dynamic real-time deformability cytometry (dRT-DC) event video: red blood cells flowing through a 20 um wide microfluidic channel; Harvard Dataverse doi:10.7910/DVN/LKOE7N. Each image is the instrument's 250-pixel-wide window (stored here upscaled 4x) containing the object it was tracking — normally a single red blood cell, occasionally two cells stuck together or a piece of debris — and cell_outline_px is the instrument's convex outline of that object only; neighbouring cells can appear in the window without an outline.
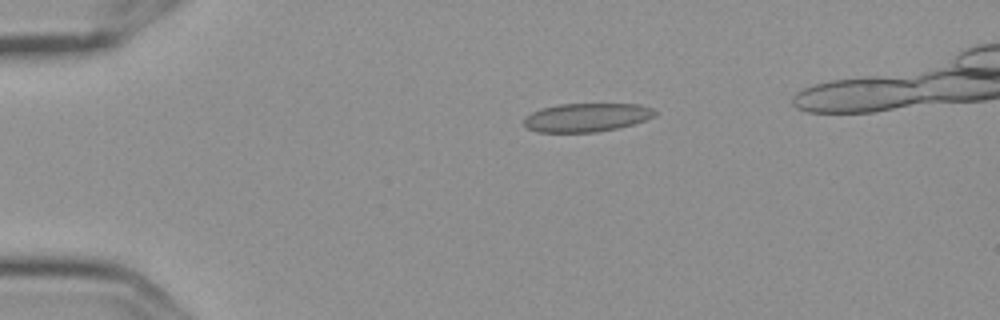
{"species": "Egyptian fruit bat (a non-hibernating species)", "species_latin": "Rousettus aegyptiacus", "temperature_condition": "cold", "stored_images_in_passage": 3, "camera_frame_rate_fps": 3000, "um_per_image_px": 0.085, "frame": {"image": 1, "passage_image": 1, "time_ms": 0.0, "image_size_px": [1000, 320], "cell_outline_px": [[656, 116], [632, 124], [616, 128], [596, 132], [536, 132], [528, 128], [524, 124], [524, 116], [540, 108], [560, 104], [640, 104], [652, 108], [656, 112]], "centroid_in_image_um": [49.84, 9.98], "position_along_channel_um": 35.2, "area_um2": 21.79}}